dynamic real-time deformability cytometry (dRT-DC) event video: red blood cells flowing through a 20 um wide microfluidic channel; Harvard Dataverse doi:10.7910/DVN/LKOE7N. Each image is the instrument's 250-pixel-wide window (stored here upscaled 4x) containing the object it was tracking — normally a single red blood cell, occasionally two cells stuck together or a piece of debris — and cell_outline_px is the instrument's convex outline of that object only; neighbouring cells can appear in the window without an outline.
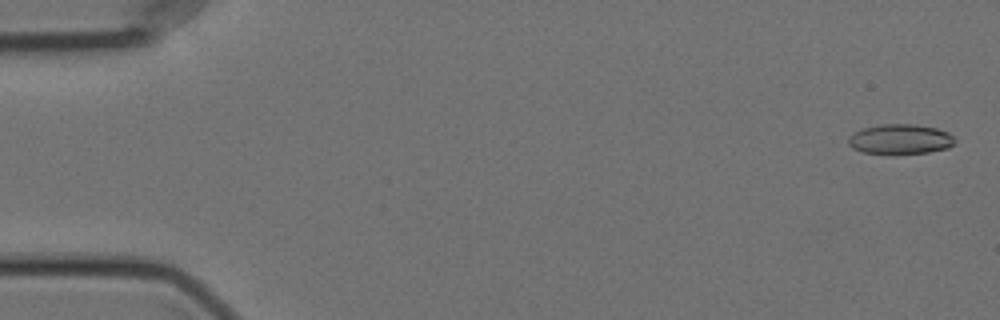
{"species": "Egyptian fruit bat (a non-hibernating species)", "species_latin": "Rousettus aegyptiacus", "temperature_condition": "cold", "stored_images_in_passage": 27, "camera_frame_rate_fps": 3000, "um_per_image_px": 0.085, "animal": {"sex": "female"}, "frame": {"image": 1, "passage_image": 2, "time_ms": 0.333, "image_size_px": [1000, 320], "cell_outline_px": [[956, 144], [948, 148], [928, 152], [896, 156], [864, 152], [852, 148], [848, 144], [848, 136], [852, 132], [864, 128], [880, 124], [916, 124], [936, 128], [948, 132], [956, 140]], "centroid_in_image_um": [76.51, 11.86], "position_along_channel_um": 8.5, "area_um2": 19.25}}
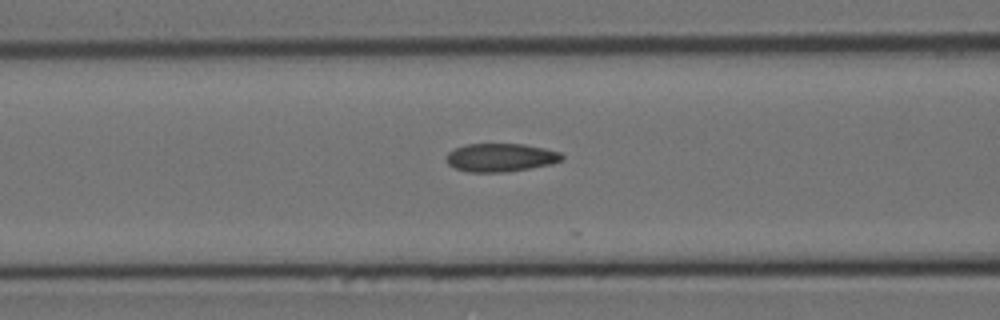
{"frame": {"image": 2, "passage_image": 23, "time_ms": 7.333, "image_size_px": [1000, 320], "cell_outline_px": [[564, 156], [560, 160], [552, 164], [504, 172], [468, 172], [456, 168], [448, 164], [444, 160], [444, 156], [448, 152], [456, 148], [468, 144], [524, 144], [544, 148], [560, 152]], "centroid_in_image_um": [42.51, 13.39], "position_along_channel_um": 124.1, "area_um2": 19.02}}
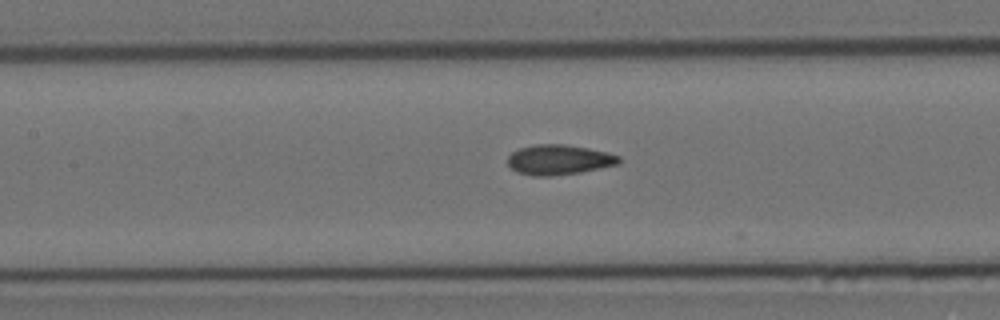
{"frame": {"image": 3, "passage_image": 26, "time_ms": 8.333, "image_size_px": [1000, 320], "cell_outline_px": [[620, 164], [580, 172], [552, 176], [532, 176], [516, 172], [508, 164], [508, 156], [512, 152], [520, 148], [536, 144], [564, 144], [588, 148], [608, 152], [620, 156]], "centroid_in_image_um": [47.51, 13.58], "position_along_channel_um": 159.9, "area_um2": 19.54}}